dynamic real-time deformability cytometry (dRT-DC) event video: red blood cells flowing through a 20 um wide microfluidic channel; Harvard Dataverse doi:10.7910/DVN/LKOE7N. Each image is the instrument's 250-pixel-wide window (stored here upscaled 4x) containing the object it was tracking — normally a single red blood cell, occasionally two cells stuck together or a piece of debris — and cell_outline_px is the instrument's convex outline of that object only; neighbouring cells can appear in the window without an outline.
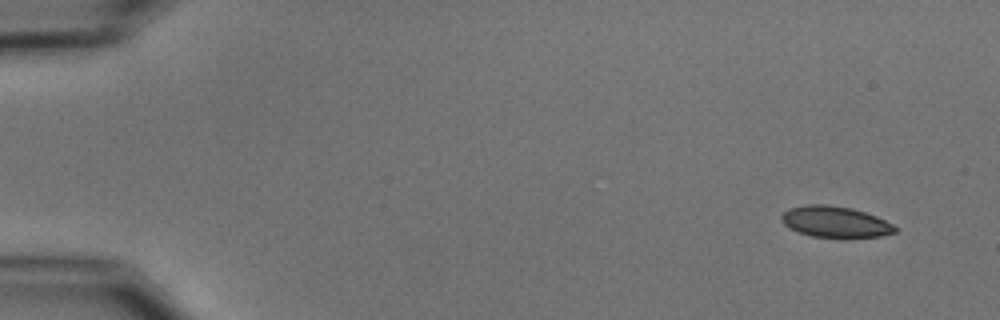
{"species": "common noctule bat (a hibernating species)", "species_latin": "Nyctalus noctula", "temperature_condition": "cold", "stored_images_in_passage": 5, "camera_frame_rate_fps": 3000, "um_per_image_px": 0.085, "animal": {"sex": "male", "body_mass_g": 15.6}, "frame": {"image": 1, "passage_image": 1, "time_ms": 0.0, "image_size_px": [1000, 320], "cell_outline_px": [[896, 232], [880, 236], [812, 236], [788, 228], [780, 220], [780, 216], [788, 208], [804, 204], [828, 204], [852, 208], [876, 216], [892, 224], [896, 228]], "centroid_in_image_um": [70.93, 18.82], "position_along_channel_um": 14.1, "area_um2": 20.29}}
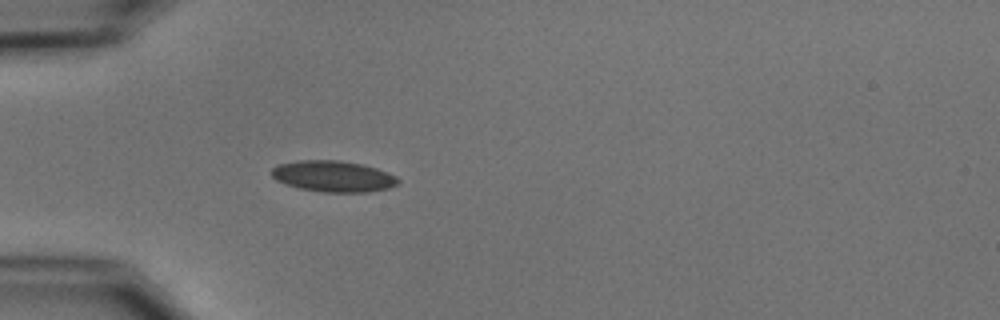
{"frame": {"image": 2, "passage_image": 5, "time_ms": 4.333, "image_size_px": [1000, 320], "cell_outline_px": [[400, 180], [396, 184], [388, 188], [368, 192], [324, 192], [300, 188], [284, 184], [276, 180], [272, 176], [272, 168], [276, 164], [300, 160], [340, 160], [360, 164], [376, 168], [396, 176]], "centroid_in_image_um": [28.29, 14.98], "position_along_channel_um": 56.7, "area_um2": 22.89}}